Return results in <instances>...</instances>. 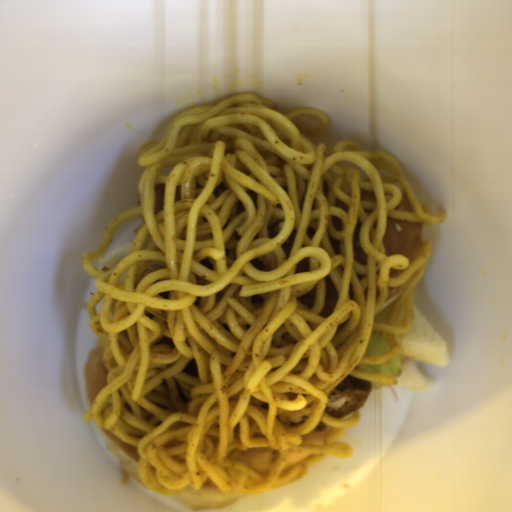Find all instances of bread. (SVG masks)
I'll use <instances>...</instances> for the list:
<instances>
[{
	"instance_id": "8",
	"label": "bread",
	"mask_w": 512,
	"mask_h": 512,
	"mask_svg": "<svg viewBox=\"0 0 512 512\" xmlns=\"http://www.w3.org/2000/svg\"><path fill=\"white\" fill-rule=\"evenodd\" d=\"M132 245L133 243H129L101 257L99 261L96 263L95 268L102 270L116 267L117 264L122 260V258L128 253H130Z\"/></svg>"
},
{
	"instance_id": "3",
	"label": "bread",
	"mask_w": 512,
	"mask_h": 512,
	"mask_svg": "<svg viewBox=\"0 0 512 512\" xmlns=\"http://www.w3.org/2000/svg\"><path fill=\"white\" fill-rule=\"evenodd\" d=\"M105 343L99 337L91 346L84 364L83 379L86 403L94 406L97 395L106 387L107 372L110 370L104 361Z\"/></svg>"
},
{
	"instance_id": "13",
	"label": "bread",
	"mask_w": 512,
	"mask_h": 512,
	"mask_svg": "<svg viewBox=\"0 0 512 512\" xmlns=\"http://www.w3.org/2000/svg\"><path fill=\"white\" fill-rule=\"evenodd\" d=\"M401 194H402L401 201L395 207V210L400 211V212H407V213L414 212L412 204L409 200V197H408L406 191L401 189Z\"/></svg>"
},
{
	"instance_id": "12",
	"label": "bread",
	"mask_w": 512,
	"mask_h": 512,
	"mask_svg": "<svg viewBox=\"0 0 512 512\" xmlns=\"http://www.w3.org/2000/svg\"><path fill=\"white\" fill-rule=\"evenodd\" d=\"M165 207V183L157 184L154 193L153 213L158 215Z\"/></svg>"
},
{
	"instance_id": "10",
	"label": "bread",
	"mask_w": 512,
	"mask_h": 512,
	"mask_svg": "<svg viewBox=\"0 0 512 512\" xmlns=\"http://www.w3.org/2000/svg\"><path fill=\"white\" fill-rule=\"evenodd\" d=\"M360 234H361V223L357 219L353 232H352V247H353V254L354 258L358 263L361 264H367V254L362 248L361 241H360Z\"/></svg>"
},
{
	"instance_id": "6",
	"label": "bread",
	"mask_w": 512,
	"mask_h": 512,
	"mask_svg": "<svg viewBox=\"0 0 512 512\" xmlns=\"http://www.w3.org/2000/svg\"><path fill=\"white\" fill-rule=\"evenodd\" d=\"M278 460L276 448L253 447L242 451L239 461L242 465L256 471L260 475L267 476Z\"/></svg>"
},
{
	"instance_id": "14",
	"label": "bread",
	"mask_w": 512,
	"mask_h": 512,
	"mask_svg": "<svg viewBox=\"0 0 512 512\" xmlns=\"http://www.w3.org/2000/svg\"><path fill=\"white\" fill-rule=\"evenodd\" d=\"M361 200L377 202L373 191H365L360 189Z\"/></svg>"
},
{
	"instance_id": "1",
	"label": "bread",
	"mask_w": 512,
	"mask_h": 512,
	"mask_svg": "<svg viewBox=\"0 0 512 512\" xmlns=\"http://www.w3.org/2000/svg\"><path fill=\"white\" fill-rule=\"evenodd\" d=\"M404 358L401 373L394 375L396 385L419 390L432 388V381L420 373L417 361L448 365L449 346L413 301L412 328L400 339Z\"/></svg>"
},
{
	"instance_id": "5",
	"label": "bread",
	"mask_w": 512,
	"mask_h": 512,
	"mask_svg": "<svg viewBox=\"0 0 512 512\" xmlns=\"http://www.w3.org/2000/svg\"><path fill=\"white\" fill-rule=\"evenodd\" d=\"M93 425L101 440L117 458L123 473L139 483H143L138 475V453L136 446L121 442L109 431L100 428L94 421Z\"/></svg>"
},
{
	"instance_id": "7",
	"label": "bread",
	"mask_w": 512,
	"mask_h": 512,
	"mask_svg": "<svg viewBox=\"0 0 512 512\" xmlns=\"http://www.w3.org/2000/svg\"><path fill=\"white\" fill-rule=\"evenodd\" d=\"M336 430H338L336 427L322 420L308 434L302 435L300 445L315 446L326 444V438Z\"/></svg>"
},
{
	"instance_id": "2",
	"label": "bread",
	"mask_w": 512,
	"mask_h": 512,
	"mask_svg": "<svg viewBox=\"0 0 512 512\" xmlns=\"http://www.w3.org/2000/svg\"><path fill=\"white\" fill-rule=\"evenodd\" d=\"M425 243V222L397 220L387 216L383 238L385 254H402L415 258Z\"/></svg>"
},
{
	"instance_id": "4",
	"label": "bread",
	"mask_w": 512,
	"mask_h": 512,
	"mask_svg": "<svg viewBox=\"0 0 512 512\" xmlns=\"http://www.w3.org/2000/svg\"><path fill=\"white\" fill-rule=\"evenodd\" d=\"M245 493L223 492L216 488H192L174 494L179 502L191 511L222 509L242 498Z\"/></svg>"
},
{
	"instance_id": "9",
	"label": "bread",
	"mask_w": 512,
	"mask_h": 512,
	"mask_svg": "<svg viewBox=\"0 0 512 512\" xmlns=\"http://www.w3.org/2000/svg\"><path fill=\"white\" fill-rule=\"evenodd\" d=\"M314 455L315 454H308L296 449H290L287 452L282 470L286 471L289 469H293L301 465L302 463L312 459Z\"/></svg>"
},
{
	"instance_id": "11",
	"label": "bread",
	"mask_w": 512,
	"mask_h": 512,
	"mask_svg": "<svg viewBox=\"0 0 512 512\" xmlns=\"http://www.w3.org/2000/svg\"><path fill=\"white\" fill-rule=\"evenodd\" d=\"M407 285H408V283L403 284V285L393 286V287H387V290H386L387 297L383 301V303L380 305V307L377 311L378 315L380 313H382L383 311H385L386 309H388L393 303H395L400 298V296L405 291Z\"/></svg>"
}]
</instances>
